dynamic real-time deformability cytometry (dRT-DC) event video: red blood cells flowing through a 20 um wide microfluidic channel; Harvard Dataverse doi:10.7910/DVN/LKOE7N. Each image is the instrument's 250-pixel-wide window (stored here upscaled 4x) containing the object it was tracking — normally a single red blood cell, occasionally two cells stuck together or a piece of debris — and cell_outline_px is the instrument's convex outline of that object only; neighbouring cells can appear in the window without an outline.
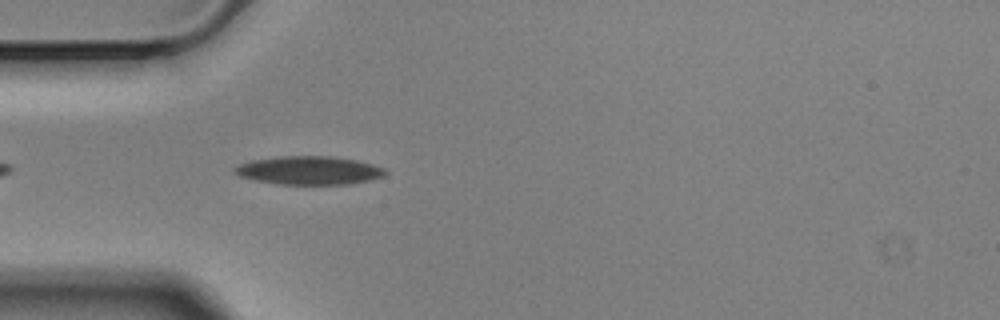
{"species": "Egyptian fruit bat (a non-hibernating species)", "species_latin": "Rousettus aegyptiacus", "temperature_condition": "cold", "stored_images_in_passage": 22, "camera_frame_rate_fps": 3000, "um_per_image_px": 0.085, "animal": {"sex": "male"}, "frame": {"image": 1, "passage_image": 4, "time_ms": 1.0, "image_size_px": [1000, 320], "cell_outline_px": [[388, 172], [384, 176], [368, 180], [348, 184], [276, 184], [256, 180], [240, 176], [232, 172], [232, 168], [236, 164], [252, 160], [280, 156], [328, 156], [356, 160], [372, 164], [384, 168]], "centroid_in_image_um": [26.22, 14.48], "position_along_channel_um": 58.8, "area_um2": 24.97}}
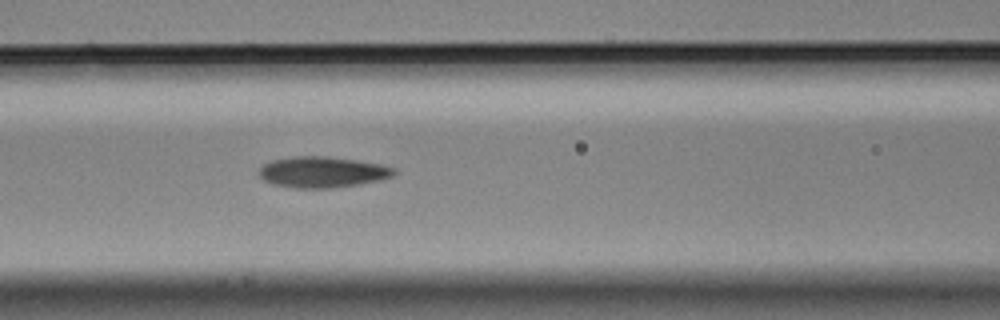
{"frame": {"image": 2, "passage_image": 11, "time_ms": 3.333, "image_size_px": [1000, 320], "cell_outline_px": [[396, 172], [392, 176], [380, 180], [332, 188], [296, 188], [276, 184], [264, 180], [260, 176], [260, 168], [264, 164], [272, 160], [292, 156], [324, 156], [356, 160], [380, 164], [396, 168]], "centroid_in_image_um": [27.42, 14.62], "position_along_channel_um": 139.2, "area_um2": 24.1}}
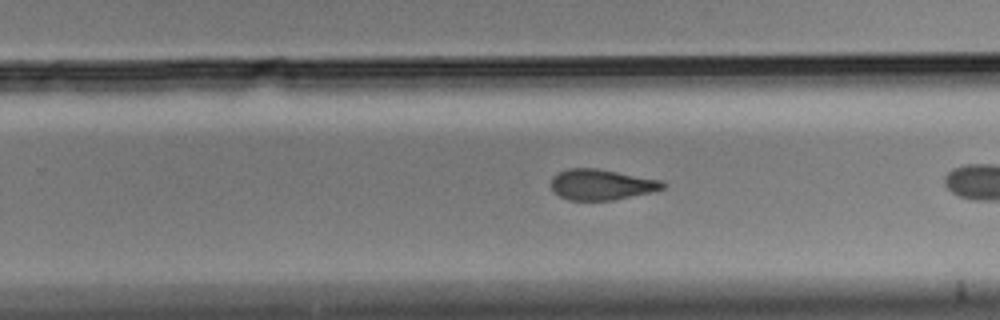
{"frame": {"image": 3, "passage_image": 20, "time_ms": 6.333, "image_size_px": [1000, 320], "cell_outline_px": [[668, 184], [664, 188], [652, 192], [612, 200], [568, 200], [560, 196], [552, 188], [552, 176], [568, 168], [596, 168], [660, 180]], "centroid_in_image_um": [51.14, 15.69], "position_along_channel_um": 278.7, "area_um2": 19.77}}